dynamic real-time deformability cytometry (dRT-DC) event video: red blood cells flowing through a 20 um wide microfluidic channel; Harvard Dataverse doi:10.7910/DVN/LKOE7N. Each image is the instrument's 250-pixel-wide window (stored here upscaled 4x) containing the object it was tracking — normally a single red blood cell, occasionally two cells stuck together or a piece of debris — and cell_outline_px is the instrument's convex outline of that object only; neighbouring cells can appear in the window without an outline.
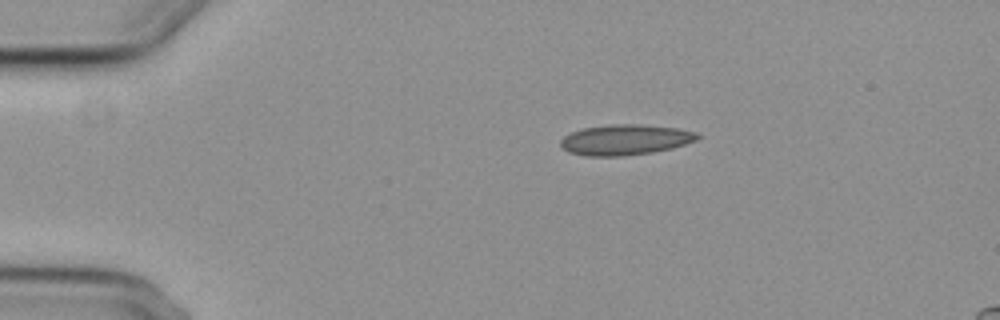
{"species": "common noctule bat (a hibernating species)", "species_latin": "Nyctalus noctula", "temperature_condition": "cold", "stored_images_in_passage": 3, "camera_frame_rate_fps": 3000, "um_per_image_px": 0.085, "animal": {"sex": "female", "body_mass_g": 29.2, "forearm_length_mm": 56.3}, "frame": {"image": 1, "passage_image": 1, "time_ms": 0.0, "image_size_px": [1000, 320], "cell_outline_px": [[700, 136], [696, 140], [672, 148], [652, 152], [620, 156], [584, 156], [568, 152], [560, 148], [560, 140], [564, 136], [572, 132], [584, 128], [612, 124], [640, 124], [676, 128], [696, 132]], "centroid_in_image_um": [53.1, 11.88], "position_along_channel_um": 31.9, "area_um2": 24.28}}